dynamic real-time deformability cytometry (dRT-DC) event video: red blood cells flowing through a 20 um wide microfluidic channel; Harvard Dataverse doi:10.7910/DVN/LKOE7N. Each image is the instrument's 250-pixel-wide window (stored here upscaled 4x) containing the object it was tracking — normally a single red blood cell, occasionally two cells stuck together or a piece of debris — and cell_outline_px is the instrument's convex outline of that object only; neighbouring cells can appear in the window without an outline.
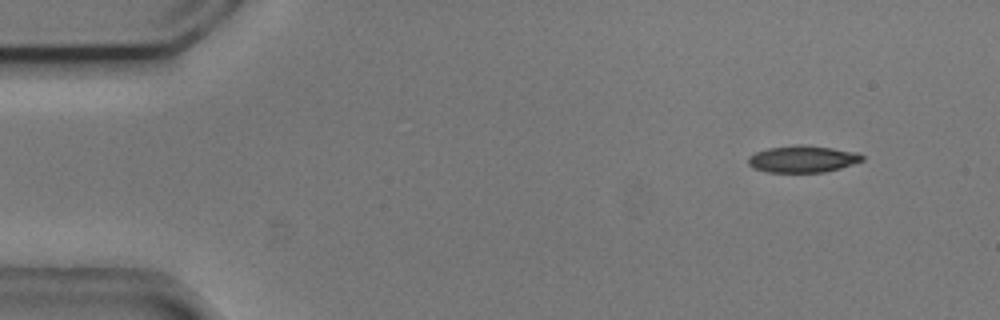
{"species": "common noctule bat (a hibernating species)", "species_latin": "Nyctalus noctula", "temperature_condition": "cold", "stored_images_in_passage": 3, "camera_frame_rate_fps": 3000, "um_per_image_px": 0.085, "animal": {"sex": "male", "body_mass_g": 20.5, "forearm_length_mm": 52.5}, "frame": {"image": 1, "passage_image": 1, "time_ms": 0.0, "image_size_px": [1000, 320], "cell_outline_px": [[864, 160], [840, 168], [824, 172], [768, 172], [752, 168], [748, 164], [748, 156], [756, 152], [768, 148], [796, 144], [800, 144], [832, 148], [860, 152], [864, 156]], "centroid_in_image_um": [68.23, 13.51], "position_along_channel_um": 16.8, "area_um2": 17.98}}
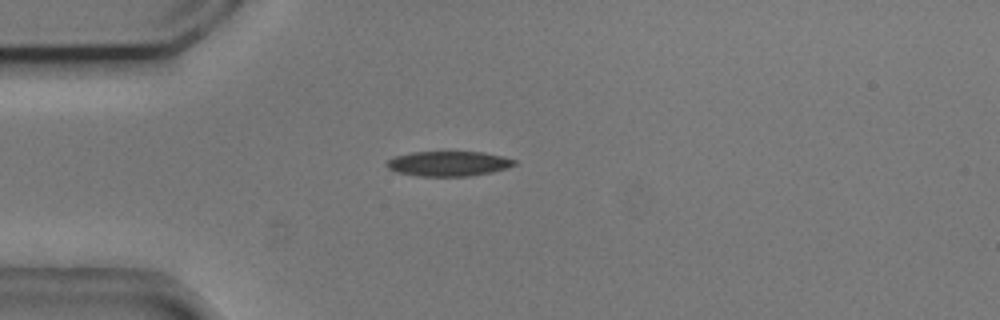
{"frame": {"image": 2, "passage_image": 3, "time_ms": 0.667, "image_size_px": [1000, 320], "cell_outline_px": [[516, 164], [508, 168], [492, 172], [468, 176], [416, 176], [396, 172], [388, 168], [384, 164], [388, 160], [396, 156], [412, 152], [484, 152], [516, 160]], "centroid_in_image_um": [38.1, 13.91], "position_along_channel_um": 46.9, "area_um2": 18.55}}